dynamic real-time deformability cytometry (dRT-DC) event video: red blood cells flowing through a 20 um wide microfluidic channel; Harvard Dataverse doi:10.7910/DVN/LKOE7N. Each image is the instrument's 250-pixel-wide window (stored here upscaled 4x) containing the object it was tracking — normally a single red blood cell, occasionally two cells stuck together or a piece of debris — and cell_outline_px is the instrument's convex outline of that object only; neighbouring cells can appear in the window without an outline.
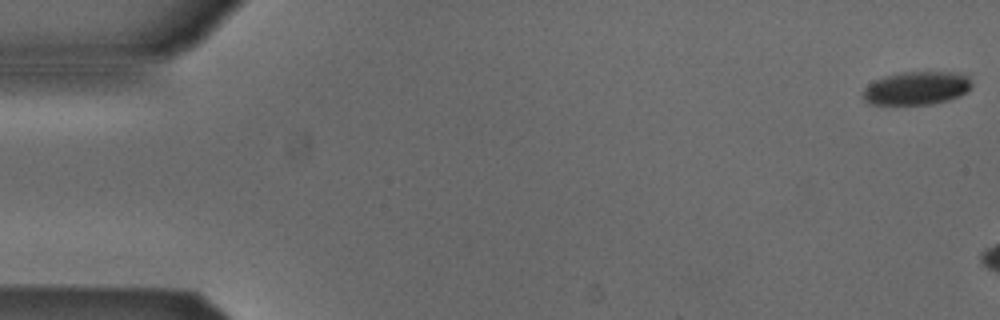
{"species": "Egyptian fruit bat (a non-hibernating species)", "species_latin": "Rousettus aegyptiacus", "temperature_condition": "cold", "stored_images_in_passage": 7, "camera_frame_rate_fps": 3000, "um_per_image_px": 0.085, "animal": {"sex": "male"}, "frame": {"image": 1, "passage_image": 1, "time_ms": 0.0, "image_size_px": [1000, 320], "cell_outline_px": [[972, 84], [968, 92], [960, 96], [948, 100], [928, 104], [868, 104], [864, 100], [864, 88], [876, 80], [888, 76], [904, 72], [952, 72], [968, 76]], "centroid_in_image_um": [77.95, 7.5], "position_along_channel_um": 7.1, "area_um2": 20.81}}